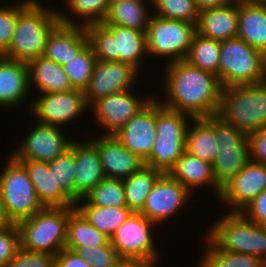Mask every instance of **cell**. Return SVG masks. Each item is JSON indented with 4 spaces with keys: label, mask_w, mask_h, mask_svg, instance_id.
Here are the masks:
<instances>
[{
    "label": "cell",
    "mask_w": 266,
    "mask_h": 267,
    "mask_svg": "<svg viewBox=\"0 0 266 267\" xmlns=\"http://www.w3.org/2000/svg\"><path fill=\"white\" fill-rule=\"evenodd\" d=\"M15 223L11 220L9 217L1 192H0V229L3 228H9L11 226H14Z\"/></svg>",
    "instance_id": "cell-50"
},
{
    "label": "cell",
    "mask_w": 266,
    "mask_h": 267,
    "mask_svg": "<svg viewBox=\"0 0 266 267\" xmlns=\"http://www.w3.org/2000/svg\"><path fill=\"white\" fill-rule=\"evenodd\" d=\"M56 267H91V265L75 251L64 248L56 255Z\"/></svg>",
    "instance_id": "cell-48"
},
{
    "label": "cell",
    "mask_w": 266,
    "mask_h": 267,
    "mask_svg": "<svg viewBox=\"0 0 266 267\" xmlns=\"http://www.w3.org/2000/svg\"><path fill=\"white\" fill-rule=\"evenodd\" d=\"M5 267H56V255L20 248Z\"/></svg>",
    "instance_id": "cell-43"
},
{
    "label": "cell",
    "mask_w": 266,
    "mask_h": 267,
    "mask_svg": "<svg viewBox=\"0 0 266 267\" xmlns=\"http://www.w3.org/2000/svg\"><path fill=\"white\" fill-rule=\"evenodd\" d=\"M76 162L75 204L83 199L106 176L103 172L97 146L89 139L74 141Z\"/></svg>",
    "instance_id": "cell-21"
},
{
    "label": "cell",
    "mask_w": 266,
    "mask_h": 267,
    "mask_svg": "<svg viewBox=\"0 0 266 267\" xmlns=\"http://www.w3.org/2000/svg\"><path fill=\"white\" fill-rule=\"evenodd\" d=\"M66 6L72 16L82 21L72 20L71 15L64 14L58 9L59 20L63 24L87 26L92 23H103L109 10V0H65ZM82 23V24H81Z\"/></svg>",
    "instance_id": "cell-34"
},
{
    "label": "cell",
    "mask_w": 266,
    "mask_h": 267,
    "mask_svg": "<svg viewBox=\"0 0 266 267\" xmlns=\"http://www.w3.org/2000/svg\"><path fill=\"white\" fill-rule=\"evenodd\" d=\"M19 249L20 236L17 225L0 229V267H5Z\"/></svg>",
    "instance_id": "cell-44"
},
{
    "label": "cell",
    "mask_w": 266,
    "mask_h": 267,
    "mask_svg": "<svg viewBox=\"0 0 266 267\" xmlns=\"http://www.w3.org/2000/svg\"><path fill=\"white\" fill-rule=\"evenodd\" d=\"M190 192L205 185L212 187L219 198L221 188L216 184L212 164L184 151L175 166L168 172Z\"/></svg>",
    "instance_id": "cell-27"
},
{
    "label": "cell",
    "mask_w": 266,
    "mask_h": 267,
    "mask_svg": "<svg viewBox=\"0 0 266 267\" xmlns=\"http://www.w3.org/2000/svg\"><path fill=\"white\" fill-rule=\"evenodd\" d=\"M156 135V98L154 96L114 134V137L145 161L152 152Z\"/></svg>",
    "instance_id": "cell-18"
},
{
    "label": "cell",
    "mask_w": 266,
    "mask_h": 267,
    "mask_svg": "<svg viewBox=\"0 0 266 267\" xmlns=\"http://www.w3.org/2000/svg\"><path fill=\"white\" fill-rule=\"evenodd\" d=\"M192 194L169 173H163L146 197L140 213L158 226L177 214Z\"/></svg>",
    "instance_id": "cell-13"
},
{
    "label": "cell",
    "mask_w": 266,
    "mask_h": 267,
    "mask_svg": "<svg viewBox=\"0 0 266 267\" xmlns=\"http://www.w3.org/2000/svg\"><path fill=\"white\" fill-rule=\"evenodd\" d=\"M237 38L266 54V0H238Z\"/></svg>",
    "instance_id": "cell-22"
},
{
    "label": "cell",
    "mask_w": 266,
    "mask_h": 267,
    "mask_svg": "<svg viewBox=\"0 0 266 267\" xmlns=\"http://www.w3.org/2000/svg\"><path fill=\"white\" fill-rule=\"evenodd\" d=\"M26 169L37 198L43 207H75V203L60 189L49 162L33 160H17Z\"/></svg>",
    "instance_id": "cell-26"
},
{
    "label": "cell",
    "mask_w": 266,
    "mask_h": 267,
    "mask_svg": "<svg viewBox=\"0 0 266 267\" xmlns=\"http://www.w3.org/2000/svg\"><path fill=\"white\" fill-rule=\"evenodd\" d=\"M29 85L39 93L67 92L74 89L63 66L41 55L28 63Z\"/></svg>",
    "instance_id": "cell-28"
},
{
    "label": "cell",
    "mask_w": 266,
    "mask_h": 267,
    "mask_svg": "<svg viewBox=\"0 0 266 267\" xmlns=\"http://www.w3.org/2000/svg\"><path fill=\"white\" fill-rule=\"evenodd\" d=\"M75 153L74 140L70 147L60 156L49 161L50 172H53L55 183L75 203Z\"/></svg>",
    "instance_id": "cell-36"
},
{
    "label": "cell",
    "mask_w": 266,
    "mask_h": 267,
    "mask_svg": "<svg viewBox=\"0 0 266 267\" xmlns=\"http://www.w3.org/2000/svg\"><path fill=\"white\" fill-rule=\"evenodd\" d=\"M118 1H123V0H109V3L112 4V3H115V2H118Z\"/></svg>",
    "instance_id": "cell-53"
},
{
    "label": "cell",
    "mask_w": 266,
    "mask_h": 267,
    "mask_svg": "<svg viewBox=\"0 0 266 267\" xmlns=\"http://www.w3.org/2000/svg\"><path fill=\"white\" fill-rule=\"evenodd\" d=\"M85 28L97 60L120 61L140 71V64L148 55L146 32L102 23H92Z\"/></svg>",
    "instance_id": "cell-3"
},
{
    "label": "cell",
    "mask_w": 266,
    "mask_h": 267,
    "mask_svg": "<svg viewBox=\"0 0 266 267\" xmlns=\"http://www.w3.org/2000/svg\"><path fill=\"white\" fill-rule=\"evenodd\" d=\"M206 252L197 267H257L262 261L253 255L217 249L208 239Z\"/></svg>",
    "instance_id": "cell-38"
},
{
    "label": "cell",
    "mask_w": 266,
    "mask_h": 267,
    "mask_svg": "<svg viewBox=\"0 0 266 267\" xmlns=\"http://www.w3.org/2000/svg\"><path fill=\"white\" fill-rule=\"evenodd\" d=\"M75 207H44L19 221L20 248L57 255L66 246L69 215Z\"/></svg>",
    "instance_id": "cell-4"
},
{
    "label": "cell",
    "mask_w": 266,
    "mask_h": 267,
    "mask_svg": "<svg viewBox=\"0 0 266 267\" xmlns=\"http://www.w3.org/2000/svg\"><path fill=\"white\" fill-rule=\"evenodd\" d=\"M96 60L92 46L88 43L78 55L63 65L74 89L85 90L93 74Z\"/></svg>",
    "instance_id": "cell-37"
},
{
    "label": "cell",
    "mask_w": 266,
    "mask_h": 267,
    "mask_svg": "<svg viewBox=\"0 0 266 267\" xmlns=\"http://www.w3.org/2000/svg\"><path fill=\"white\" fill-rule=\"evenodd\" d=\"M131 90L98 98L91 104L96 122L105 131L103 135H114L153 98L141 99Z\"/></svg>",
    "instance_id": "cell-14"
},
{
    "label": "cell",
    "mask_w": 266,
    "mask_h": 267,
    "mask_svg": "<svg viewBox=\"0 0 266 267\" xmlns=\"http://www.w3.org/2000/svg\"><path fill=\"white\" fill-rule=\"evenodd\" d=\"M196 33V24L152 14L146 31L147 53L165 56L167 63L185 60Z\"/></svg>",
    "instance_id": "cell-9"
},
{
    "label": "cell",
    "mask_w": 266,
    "mask_h": 267,
    "mask_svg": "<svg viewBox=\"0 0 266 267\" xmlns=\"http://www.w3.org/2000/svg\"><path fill=\"white\" fill-rule=\"evenodd\" d=\"M218 154L212 165L216 184L222 188L250 161L248 135L215 114Z\"/></svg>",
    "instance_id": "cell-10"
},
{
    "label": "cell",
    "mask_w": 266,
    "mask_h": 267,
    "mask_svg": "<svg viewBox=\"0 0 266 267\" xmlns=\"http://www.w3.org/2000/svg\"><path fill=\"white\" fill-rule=\"evenodd\" d=\"M220 41L196 33L185 58L190 65L218 76L220 62Z\"/></svg>",
    "instance_id": "cell-35"
},
{
    "label": "cell",
    "mask_w": 266,
    "mask_h": 267,
    "mask_svg": "<svg viewBox=\"0 0 266 267\" xmlns=\"http://www.w3.org/2000/svg\"><path fill=\"white\" fill-rule=\"evenodd\" d=\"M32 0L17 16L5 58L25 63L44 54L51 32L61 23L56 9Z\"/></svg>",
    "instance_id": "cell-2"
},
{
    "label": "cell",
    "mask_w": 266,
    "mask_h": 267,
    "mask_svg": "<svg viewBox=\"0 0 266 267\" xmlns=\"http://www.w3.org/2000/svg\"><path fill=\"white\" fill-rule=\"evenodd\" d=\"M152 7L153 15L166 18L183 20L197 24L199 11L194 0H146ZM156 11V12H155Z\"/></svg>",
    "instance_id": "cell-40"
},
{
    "label": "cell",
    "mask_w": 266,
    "mask_h": 267,
    "mask_svg": "<svg viewBox=\"0 0 266 267\" xmlns=\"http://www.w3.org/2000/svg\"><path fill=\"white\" fill-rule=\"evenodd\" d=\"M9 156L0 174V192L9 217L17 224L44 207L37 198L25 167L12 155Z\"/></svg>",
    "instance_id": "cell-11"
},
{
    "label": "cell",
    "mask_w": 266,
    "mask_h": 267,
    "mask_svg": "<svg viewBox=\"0 0 266 267\" xmlns=\"http://www.w3.org/2000/svg\"><path fill=\"white\" fill-rule=\"evenodd\" d=\"M193 127L188 124L185 151L213 165L218 154L215 133V115L206 118H193Z\"/></svg>",
    "instance_id": "cell-29"
},
{
    "label": "cell",
    "mask_w": 266,
    "mask_h": 267,
    "mask_svg": "<svg viewBox=\"0 0 266 267\" xmlns=\"http://www.w3.org/2000/svg\"><path fill=\"white\" fill-rule=\"evenodd\" d=\"M248 254L266 261V227L249 220Z\"/></svg>",
    "instance_id": "cell-45"
},
{
    "label": "cell",
    "mask_w": 266,
    "mask_h": 267,
    "mask_svg": "<svg viewBox=\"0 0 266 267\" xmlns=\"http://www.w3.org/2000/svg\"><path fill=\"white\" fill-rule=\"evenodd\" d=\"M248 140L250 160L266 165V128L249 134Z\"/></svg>",
    "instance_id": "cell-47"
},
{
    "label": "cell",
    "mask_w": 266,
    "mask_h": 267,
    "mask_svg": "<svg viewBox=\"0 0 266 267\" xmlns=\"http://www.w3.org/2000/svg\"><path fill=\"white\" fill-rule=\"evenodd\" d=\"M31 102L34 117L40 123L62 127L76 120L90 106L87 104L84 92L72 89L67 92L42 93ZM85 111V112H83Z\"/></svg>",
    "instance_id": "cell-12"
},
{
    "label": "cell",
    "mask_w": 266,
    "mask_h": 267,
    "mask_svg": "<svg viewBox=\"0 0 266 267\" xmlns=\"http://www.w3.org/2000/svg\"><path fill=\"white\" fill-rule=\"evenodd\" d=\"M32 0H23L15 5L9 4L0 7V56H5L15 31L18 14Z\"/></svg>",
    "instance_id": "cell-41"
},
{
    "label": "cell",
    "mask_w": 266,
    "mask_h": 267,
    "mask_svg": "<svg viewBox=\"0 0 266 267\" xmlns=\"http://www.w3.org/2000/svg\"><path fill=\"white\" fill-rule=\"evenodd\" d=\"M28 63L0 56V107H14L30 94Z\"/></svg>",
    "instance_id": "cell-25"
},
{
    "label": "cell",
    "mask_w": 266,
    "mask_h": 267,
    "mask_svg": "<svg viewBox=\"0 0 266 267\" xmlns=\"http://www.w3.org/2000/svg\"><path fill=\"white\" fill-rule=\"evenodd\" d=\"M241 212L249 220L266 227V189L251 201Z\"/></svg>",
    "instance_id": "cell-46"
},
{
    "label": "cell",
    "mask_w": 266,
    "mask_h": 267,
    "mask_svg": "<svg viewBox=\"0 0 266 267\" xmlns=\"http://www.w3.org/2000/svg\"><path fill=\"white\" fill-rule=\"evenodd\" d=\"M164 74L165 96L160 102L166 108L206 118L218 114L223 86L218 76L203 71L185 60L166 64ZM165 100V101H164Z\"/></svg>",
    "instance_id": "cell-1"
},
{
    "label": "cell",
    "mask_w": 266,
    "mask_h": 267,
    "mask_svg": "<svg viewBox=\"0 0 266 267\" xmlns=\"http://www.w3.org/2000/svg\"><path fill=\"white\" fill-rule=\"evenodd\" d=\"M125 188L122 179L105 177L84 199L93 206H126Z\"/></svg>",
    "instance_id": "cell-39"
},
{
    "label": "cell",
    "mask_w": 266,
    "mask_h": 267,
    "mask_svg": "<svg viewBox=\"0 0 266 267\" xmlns=\"http://www.w3.org/2000/svg\"><path fill=\"white\" fill-rule=\"evenodd\" d=\"M110 238L95 228L77 209L68 218L65 248L74 251L81 247L106 245Z\"/></svg>",
    "instance_id": "cell-33"
},
{
    "label": "cell",
    "mask_w": 266,
    "mask_h": 267,
    "mask_svg": "<svg viewBox=\"0 0 266 267\" xmlns=\"http://www.w3.org/2000/svg\"><path fill=\"white\" fill-rule=\"evenodd\" d=\"M157 226L141 213H132L110 237L118 256L134 267H155L159 262L152 230Z\"/></svg>",
    "instance_id": "cell-8"
},
{
    "label": "cell",
    "mask_w": 266,
    "mask_h": 267,
    "mask_svg": "<svg viewBox=\"0 0 266 267\" xmlns=\"http://www.w3.org/2000/svg\"><path fill=\"white\" fill-rule=\"evenodd\" d=\"M218 78L223 88L264 82L265 55L239 38L221 41Z\"/></svg>",
    "instance_id": "cell-7"
},
{
    "label": "cell",
    "mask_w": 266,
    "mask_h": 267,
    "mask_svg": "<svg viewBox=\"0 0 266 267\" xmlns=\"http://www.w3.org/2000/svg\"><path fill=\"white\" fill-rule=\"evenodd\" d=\"M189 115L171 110L156 97V139L144 165L168 173L185 151Z\"/></svg>",
    "instance_id": "cell-6"
},
{
    "label": "cell",
    "mask_w": 266,
    "mask_h": 267,
    "mask_svg": "<svg viewBox=\"0 0 266 267\" xmlns=\"http://www.w3.org/2000/svg\"><path fill=\"white\" fill-rule=\"evenodd\" d=\"M90 140L97 146L102 169L107 178L126 179L144 165V161L120 143L114 135H100Z\"/></svg>",
    "instance_id": "cell-19"
},
{
    "label": "cell",
    "mask_w": 266,
    "mask_h": 267,
    "mask_svg": "<svg viewBox=\"0 0 266 267\" xmlns=\"http://www.w3.org/2000/svg\"><path fill=\"white\" fill-rule=\"evenodd\" d=\"M88 43L85 26L60 23L51 32L43 56L63 66Z\"/></svg>",
    "instance_id": "cell-23"
},
{
    "label": "cell",
    "mask_w": 266,
    "mask_h": 267,
    "mask_svg": "<svg viewBox=\"0 0 266 267\" xmlns=\"http://www.w3.org/2000/svg\"><path fill=\"white\" fill-rule=\"evenodd\" d=\"M83 201V202H82ZM75 208L100 232L109 238L133 213L126 206L99 207L90 205L84 198L75 204Z\"/></svg>",
    "instance_id": "cell-31"
},
{
    "label": "cell",
    "mask_w": 266,
    "mask_h": 267,
    "mask_svg": "<svg viewBox=\"0 0 266 267\" xmlns=\"http://www.w3.org/2000/svg\"><path fill=\"white\" fill-rule=\"evenodd\" d=\"M205 239L217 249L248 254L249 219L242 212H227L211 224Z\"/></svg>",
    "instance_id": "cell-20"
},
{
    "label": "cell",
    "mask_w": 266,
    "mask_h": 267,
    "mask_svg": "<svg viewBox=\"0 0 266 267\" xmlns=\"http://www.w3.org/2000/svg\"><path fill=\"white\" fill-rule=\"evenodd\" d=\"M196 31L201 36L220 42L237 38L238 0L199 12Z\"/></svg>",
    "instance_id": "cell-24"
},
{
    "label": "cell",
    "mask_w": 266,
    "mask_h": 267,
    "mask_svg": "<svg viewBox=\"0 0 266 267\" xmlns=\"http://www.w3.org/2000/svg\"><path fill=\"white\" fill-rule=\"evenodd\" d=\"M34 126L20 148L11 154L16 160L49 162L67 150L73 141L64 135L61 127L40 122Z\"/></svg>",
    "instance_id": "cell-16"
},
{
    "label": "cell",
    "mask_w": 266,
    "mask_h": 267,
    "mask_svg": "<svg viewBox=\"0 0 266 267\" xmlns=\"http://www.w3.org/2000/svg\"><path fill=\"white\" fill-rule=\"evenodd\" d=\"M266 189V165L250 160L222 188L219 200L231 206V212H241Z\"/></svg>",
    "instance_id": "cell-17"
},
{
    "label": "cell",
    "mask_w": 266,
    "mask_h": 267,
    "mask_svg": "<svg viewBox=\"0 0 266 267\" xmlns=\"http://www.w3.org/2000/svg\"><path fill=\"white\" fill-rule=\"evenodd\" d=\"M111 267H134V266L128 261L121 259L115 266H111Z\"/></svg>",
    "instance_id": "cell-51"
},
{
    "label": "cell",
    "mask_w": 266,
    "mask_h": 267,
    "mask_svg": "<svg viewBox=\"0 0 266 267\" xmlns=\"http://www.w3.org/2000/svg\"><path fill=\"white\" fill-rule=\"evenodd\" d=\"M218 115L247 135L266 128V81L223 88Z\"/></svg>",
    "instance_id": "cell-5"
},
{
    "label": "cell",
    "mask_w": 266,
    "mask_h": 267,
    "mask_svg": "<svg viewBox=\"0 0 266 267\" xmlns=\"http://www.w3.org/2000/svg\"><path fill=\"white\" fill-rule=\"evenodd\" d=\"M232 1L233 0H194L199 12L226 5Z\"/></svg>",
    "instance_id": "cell-49"
},
{
    "label": "cell",
    "mask_w": 266,
    "mask_h": 267,
    "mask_svg": "<svg viewBox=\"0 0 266 267\" xmlns=\"http://www.w3.org/2000/svg\"><path fill=\"white\" fill-rule=\"evenodd\" d=\"M139 71L133 66L117 62L96 60L93 74L84 95L90 106L98 98L133 89Z\"/></svg>",
    "instance_id": "cell-15"
},
{
    "label": "cell",
    "mask_w": 266,
    "mask_h": 267,
    "mask_svg": "<svg viewBox=\"0 0 266 267\" xmlns=\"http://www.w3.org/2000/svg\"><path fill=\"white\" fill-rule=\"evenodd\" d=\"M81 258L87 260L91 267H111L115 266L121 258L116 249L109 241L106 245L98 247H81L74 250Z\"/></svg>",
    "instance_id": "cell-42"
},
{
    "label": "cell",
    "mask_w": 266,
    "mask_h": 267,
    "mask_svg": "<svg viewBox=\"0 0 266 267\" xmlns=\"http://www.w3.org/2000/svg\"><path fill=\"white\" fill-rule=\"evenodd\" d=\"M144 0H123L110 4L103 25H119L146 32L151 17ZM150 15V16H149Z\"/></svg>",
    "instance_id": "cell-30"
},
{
    "label": "cell",
    "mask_w": 266,
    "mask_h": 267,
    "mask_svg": "<svg viewBox=\"0 0 266 267\" xmlns=\"http://www.w3.org/2000/svg\"><path fill=\"white\" fill-rule=\"evenodd\" d=\"M162 174L160 170L143 165L138 171L123 179L126 207L134 213H140L146 197Z\"/></svg>",
    "instance_id": "cell-32"
},
{
    "label": "cell",
    "mask_w": 266,
    "mask_h": 267,
    "mask_svg": "<svg viewBox=\"0 0 266 267\" xmlns=\"http://www.w3.org/2000/svg\"><path fill=\"white\" fill-rule=\"evenodd\" d=\"M257 267H266V261H262Z\"/></svg>",
    "instance_id": "cell-52"
}]
</instances>
